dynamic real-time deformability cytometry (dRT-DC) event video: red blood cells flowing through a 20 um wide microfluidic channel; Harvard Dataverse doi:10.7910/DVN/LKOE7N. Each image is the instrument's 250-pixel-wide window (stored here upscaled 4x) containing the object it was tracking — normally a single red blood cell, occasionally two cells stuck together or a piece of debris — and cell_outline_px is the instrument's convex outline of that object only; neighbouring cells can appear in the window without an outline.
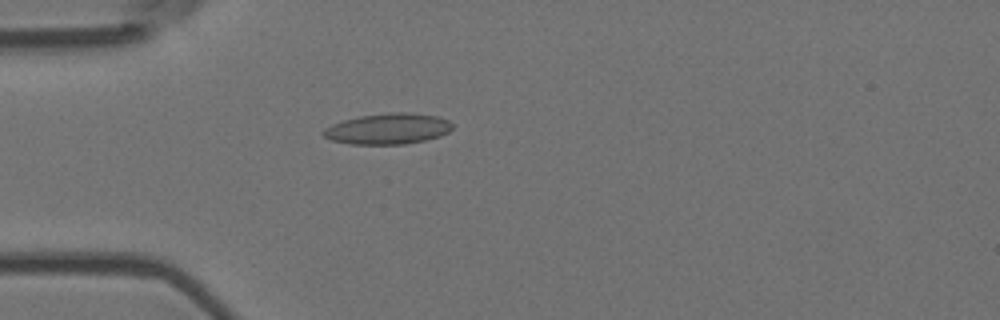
{"species": "Egyptian fruit bat (a non-hibernating species)", "species_latin": "Rousettus aegyptiacus", "temperature_condition": "room temperature", "stored_images_in_passage": 2, "camera_frame_rate_fps": 3000, "um_per_image_px": 0.085, "animal": {"sex": "female"}, "frame": {"image": 1, "passage_image": 2, "time_ms": 0.333, "image_size_px": [1000, 320], "cell_outline_px": [[452, 128], [448, 132], [440, 136], [424, 140], [404, 144], [352, 144], [332, 140], [324, 136], [320, 132], [324, 128], [332, 124], [344, 120], [360, 116], [388, 112], [408, 112], [440, 116], [448, 120], [452, 124]], "centroid_in_image_um": [32.98, 10.93], "position_along_channel_um": 52.0, "area_um2": 23.24}}